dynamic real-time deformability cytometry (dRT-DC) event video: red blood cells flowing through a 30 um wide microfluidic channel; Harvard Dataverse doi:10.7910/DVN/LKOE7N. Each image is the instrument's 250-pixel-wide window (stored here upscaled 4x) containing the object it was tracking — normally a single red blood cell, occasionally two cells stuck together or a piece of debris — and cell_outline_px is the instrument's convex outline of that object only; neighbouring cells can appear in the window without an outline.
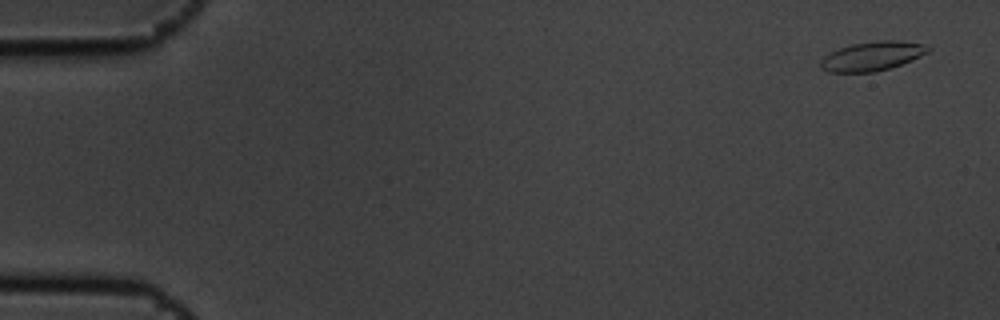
{"species": "common noctule bat (a hibernating species)", "species_latin": "Nyctalus noctula", "temperature_condition": "cold", "stored_images_in_passage": 5, "camera_frame_rate_fps": 3000, "um_per_image_px": 0.085, "animal": {"sex": "male", "body_mass_g": 19.5, "forearm_length_mm": 54.6}, "frame": {"image": 1, "passage_image": 1, "time_ms": 0.0, "image_size_px": [1000, 320], "cell_outline_px": [[932, 48], [928, 52], [912, 60], [876, 72], [828, 72], [820, 68], [820, 60], [824, 56], [840, 48], [852, 44], [876, 40], [896, 40], [924, 44]], "centroid_in_image_um": [74.13, 4.77], "position_along_channel_um": 10.9, "area_um2": 18.21}}